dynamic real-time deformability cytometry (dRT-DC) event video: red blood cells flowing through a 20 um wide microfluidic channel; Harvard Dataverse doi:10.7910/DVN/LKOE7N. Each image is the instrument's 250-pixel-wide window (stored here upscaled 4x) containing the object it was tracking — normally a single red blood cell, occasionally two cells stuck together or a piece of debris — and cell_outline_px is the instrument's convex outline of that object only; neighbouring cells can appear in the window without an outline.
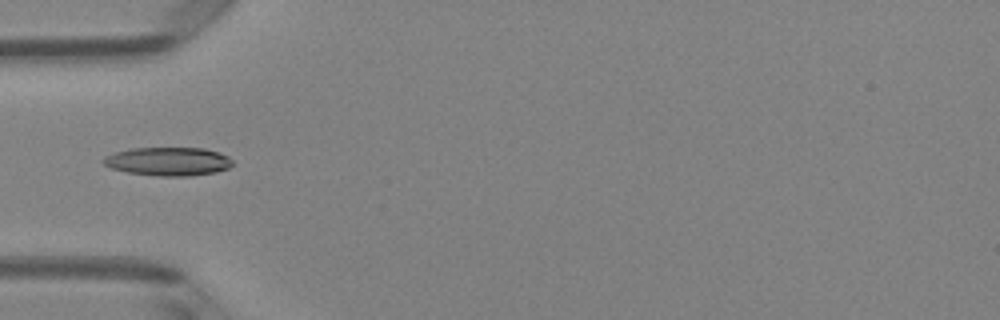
{"species": "Egyptian fruit bat (a non-hibernating species)", "species_latin": "Rousettus aegyptiacus", "temperature_condition": "room temperature", "stored_images_in_passage": 6, "camera_frame_rate_fps": 3000, "um_per_image_px": 0.085, "animal": {"sex": "female"}, "frame": {"image": 1, "passage_image": 5, "time_ms": 1.333, "image_size_px": [1000, 320], "cell_outline_px": [[232, 164], [228, 168], [216, 172], [188, 176], [160, 176], [128, 172], [112, 168], [104, 164], [100, 160], [104, 156], [116, 152], [132, 148], [204, 148], [228, 156], [232, 160]], "centroid_in_image_um": [14.28, 13.72], "position_along_channel_um": 70.7, "area_um2": 21.33}}
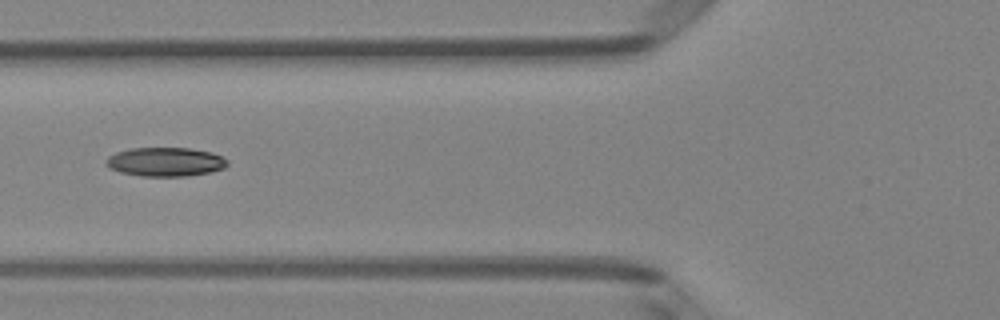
{"frame": {"image": 2, "passage_image": 6, "time_ms": 1.667, "image_size_px": [1000, 320], "cell_outline_px": [[228, 164], [224, 168], [208, 172], [188, 176], [140, 176], [120, 172], [108, 168], [104, 164], [104, 160], [108, 156], [116, 152], [132, 148], [188, 148], [212, 152], [228, 160]], "centroid_in_image_um": [14.01, 13.76], "position_along_channel_um": 111.8, "area_um2": 20.58}}